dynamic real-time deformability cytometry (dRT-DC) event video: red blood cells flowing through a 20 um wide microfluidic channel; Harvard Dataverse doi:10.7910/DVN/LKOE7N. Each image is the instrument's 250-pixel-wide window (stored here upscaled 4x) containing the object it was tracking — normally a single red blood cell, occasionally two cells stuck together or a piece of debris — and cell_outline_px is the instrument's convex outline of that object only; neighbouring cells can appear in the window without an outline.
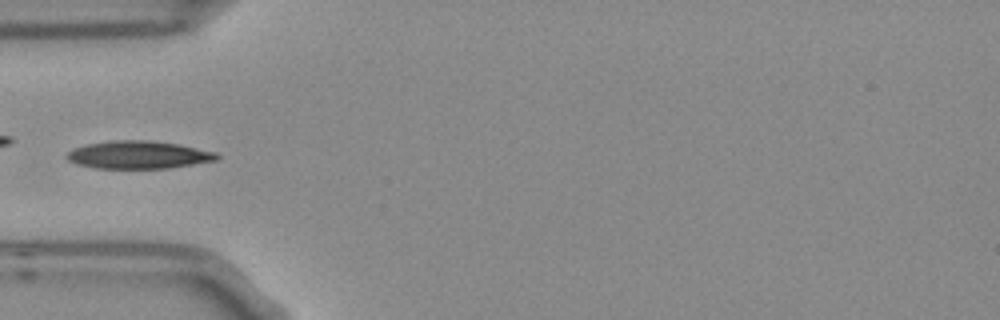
{"species": "Egyptian fruit bat (a non-hibernating species)", "species_latin": "Rousettus aegyptiacus", "temperature_condition": "room temperature", "stored_images_in_passage": 1, "camera_frame_rate_fps": 3000, "um_per_image_px": 0.085, "frame": {"image": 1, "passage_image": 1, "time_ms": 0.0, "image_size_px": [1000, 320], "cell_outline_px": [[220, 156], [216, 160], [168, 168], [96, 168], [76, 164], [68, 160], [64, 156], [72, 148], [84, 144], [108, 140], [148, 140], [180, 144], [216, 152]], "centroid_in_image_um": [11.71, 13.15], "position_along_channel_um": 73.3, "area_um2": 24.45}}